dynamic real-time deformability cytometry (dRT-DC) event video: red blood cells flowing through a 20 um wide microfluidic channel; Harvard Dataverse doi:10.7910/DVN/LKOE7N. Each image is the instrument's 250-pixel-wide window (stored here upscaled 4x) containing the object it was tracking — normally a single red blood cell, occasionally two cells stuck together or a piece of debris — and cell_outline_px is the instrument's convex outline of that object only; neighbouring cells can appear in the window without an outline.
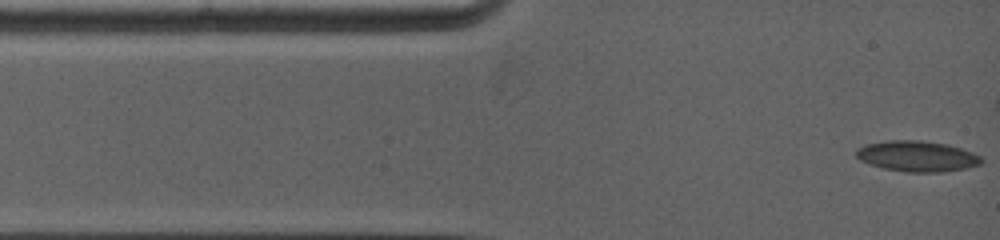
{"species": "common noctule bat (a hibernating species)", "species_latin": "Nyctalus noctula", "temperature_condition": "warm", "stored_images_in_passage": 18, "camera_frame_rate_fps": 5000, "um_per_image_px": 0.085, "animal": {"sex": "female", "body_mass_g": 19.0, "forearm_length_mm": 53.3}, "frame": {"image": 1, "passage_image": 1, "time_ms": 0.0, "image_size_px": [1000, 240], "cell_outline_px": [[984, 160], [980, 164], [968, 168], [944, 172], [904, 172], [884, 168], [868, 164], [860, 160], [856, 156], [856, 148], [864, 144], [888, 140], [920, 140], [948, 144], [972, 152], [980, 156]], "centroid_in_image_um": [77.94, 13.28], "position_along_channel_um": 7.1, "area_um2": 22.66}}
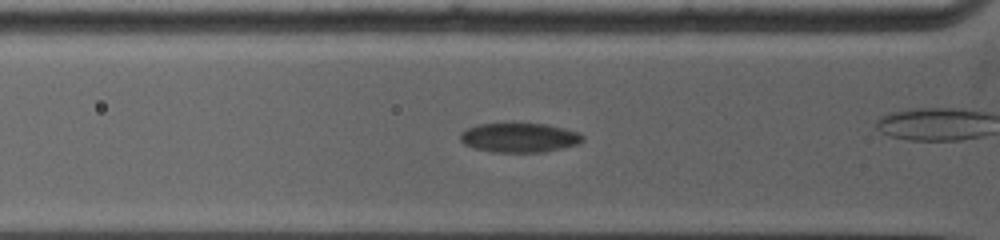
{"frame": {"image": 2, "passage_image": 6, "time_ms": 3.4, "image_size_px": [1000, 240], "cell_outline_px": [[584, 140], [580, 144], [544, 152], [492, 152], [476, 148], [464, 144], [460, 140], [460, 132], [476, 124], [504, 120], [548, 124], [580, 132], [584, 136]], "centroid_in_image_um": [44.14, 11.64], "position_along_channel_um": 81.7, "area_um2": 22.08}}